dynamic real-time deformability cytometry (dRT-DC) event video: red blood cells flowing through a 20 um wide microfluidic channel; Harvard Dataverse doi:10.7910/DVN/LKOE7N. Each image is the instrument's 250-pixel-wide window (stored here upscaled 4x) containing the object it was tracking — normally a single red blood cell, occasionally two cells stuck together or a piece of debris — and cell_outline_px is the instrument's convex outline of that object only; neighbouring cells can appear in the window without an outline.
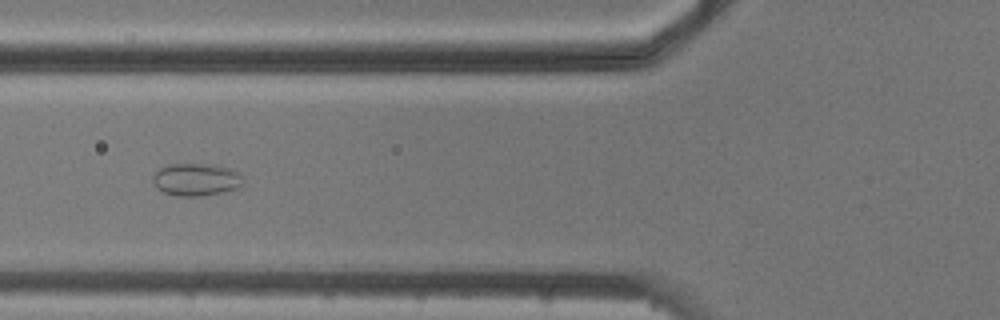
{"species": "common noctule bat (a hibernating species)", "species_latin": "Nyctalus noctula", "temperature_condition": "cold", "stored_images_in_passage": 10, "camera_frame_rate_fps": 3000, "um_per_image_px": 0.085, "animal": {"sex": "male", "body_mass_g": 20.5, "forearm_length_mm": 52.5}, "frame": {"image": 1, "passage_image": 6, "time_ms": 6.667, "image_size_px": [1000, 320], "cell_outline_px": [[244, 184], [236, 188], [224, 192], [200, 196], [176, 196], [164, 192], [156, 188], [152, 184], [152, 176], [160, 168], [172, 164], [212, 164], [232, 168], [240, 172]], "centroid_in_image_um": [16.68, 15.26], "position_along_channel_um": 109.1, "area_um2": 17.34}}
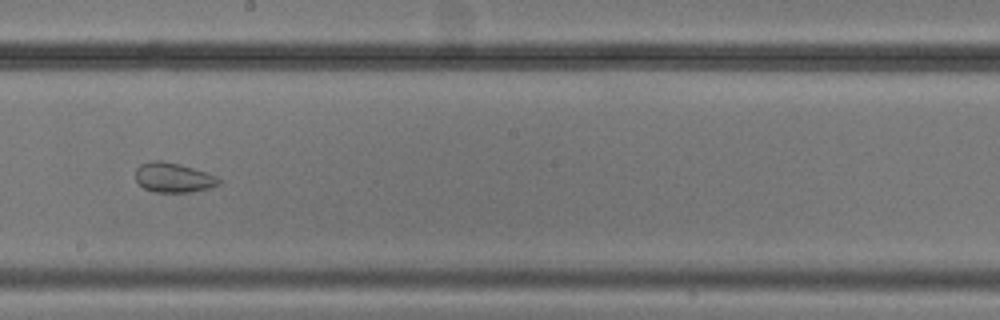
{"frame": {"image": 2, "passage_image": 9, "time_ms": 10.0, "image_size_px": [1000, 320], "cell_outline_px": [[220, 184], [208, 188], [192, 192], [156, 192], [144, 188], [136, 180], [136, 168], [140, 164], [156, 160], [160, 160], [208, 172], [216, 176], [220, 180]], "centroid_in_image_um": [14.74, 15.1], "position_along_channel_um": 233.5, "area_um2": 14.22}}
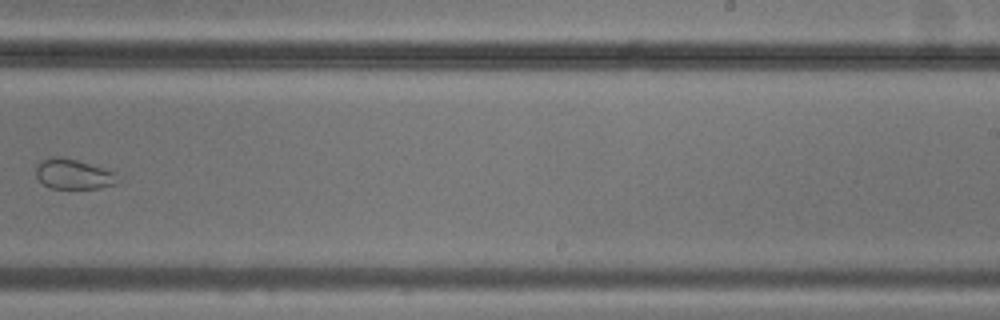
{"frame": {"image": 3, "passage_image": 10, "time_ms": 11.333, "image_size_px": [1000, 320], "cell_outline_px": [[120, 180], [116, 184], [100, 188], [52, 188], [44, 184], [36, 176], [36, 164], [40, 160], [48, 156], [60, 156], [76, 160], [116, 172]], "centroid_in_image_um": [6.24, 14.79], "position_along_channel_um": 282.8, "area_um2": 14.45}}